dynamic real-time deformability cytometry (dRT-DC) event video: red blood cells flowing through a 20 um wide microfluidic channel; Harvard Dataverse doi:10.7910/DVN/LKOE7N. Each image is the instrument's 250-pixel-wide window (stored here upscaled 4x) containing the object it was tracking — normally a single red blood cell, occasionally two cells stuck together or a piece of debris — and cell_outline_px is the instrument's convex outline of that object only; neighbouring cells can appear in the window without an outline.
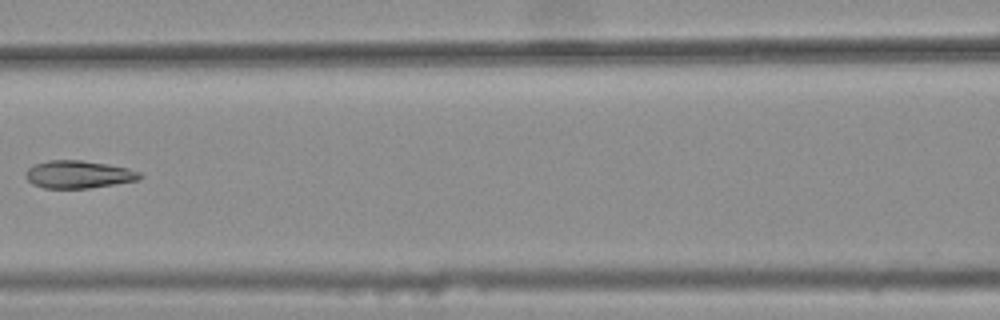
{"species": "common noctule bat (a hibernating species)", "species_latin": "Nyctalus noctula", "temperature_condition": "warm", "stored_images_in_passage": 7, "camera_frame_rate_fps": 3000, "um_per_image_px": 0.085, "animal": {"sex": "female", "body_mass_g": 25.1}, "frame": {"image": 1, "passage_image": 6, "time_ms": 1.667, "image_size_px": [1000, 320], "cell_outline_px": [[144, 176], [140, 180], [116, 184], [88, 188], [44, 188], [32, 184], [24, 176], [24, 172], [32, 164], [48, 160], [80, 160], [128, 168], [140, 172]], "centroid_in_image_um": [6.65, 14.83], "position_along_channel_um": 160.0, "area_um2": 18.55}}
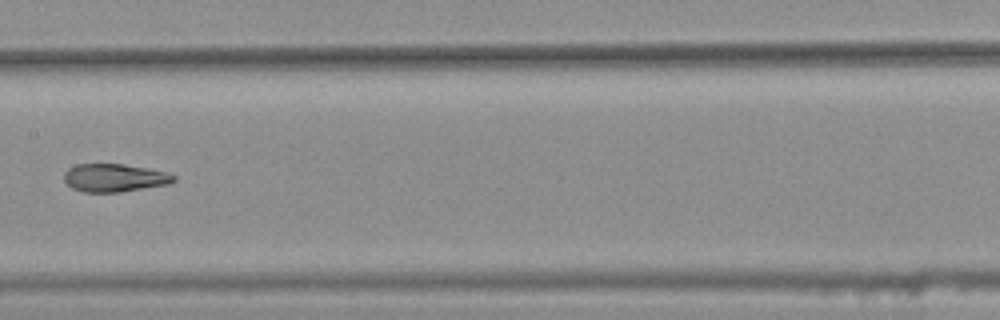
{"frame": {"image": 2, "passage_image": 7, "time_ms": 2.0, "image_size_px": [1000, 320], "cell_outline_px": [[176, 180], [168, 184], [120, 192], [84, 192], [72, 188], [64, 180], [64, 172], [68, 168], [76, 164], [124, 164], [164, 172], [176, 176]], "centroid_in_image_um": [9.69, 15.11], "position_along_channel_um": 197.7, "area_um2": 17.74}}